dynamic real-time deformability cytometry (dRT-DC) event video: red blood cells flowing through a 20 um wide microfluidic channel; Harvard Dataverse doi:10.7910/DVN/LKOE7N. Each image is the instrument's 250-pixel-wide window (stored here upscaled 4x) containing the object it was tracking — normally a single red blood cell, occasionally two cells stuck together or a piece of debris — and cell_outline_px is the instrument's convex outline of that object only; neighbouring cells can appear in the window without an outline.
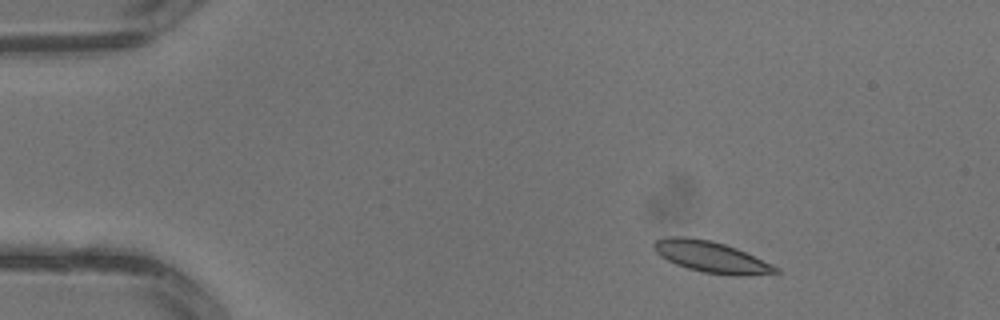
{"species": "common noctule bat (a hibernating species)", "species_latin": "Nyctalus noctula", "temperature_condition": "warm", "stored_images_in_passage": 2, "camera_frame_rate_fps": 3000, "um_per_image_px": 0.085, "animal": {"sex": "male", "body_mass_g": 13.3}, "frame": {"image": 1, "passage_image": 1, "time_ms": 0.0, "image_size_px": [1000, 320], "cell_outline_px": [[780, 272], [748, 276], [736, 276], [704, 272], [688, 268], [676, 264], [660, 256], [652, 248], [652, 244], [656, 240], [664, 236], [688, 236], [712, 240], [736, 248], [772, 264], [780, 268]], "centroid_in_image_um": [60.43, 21.82], "position_along_channel_um": 24.6, "area_um2": 22.31}}